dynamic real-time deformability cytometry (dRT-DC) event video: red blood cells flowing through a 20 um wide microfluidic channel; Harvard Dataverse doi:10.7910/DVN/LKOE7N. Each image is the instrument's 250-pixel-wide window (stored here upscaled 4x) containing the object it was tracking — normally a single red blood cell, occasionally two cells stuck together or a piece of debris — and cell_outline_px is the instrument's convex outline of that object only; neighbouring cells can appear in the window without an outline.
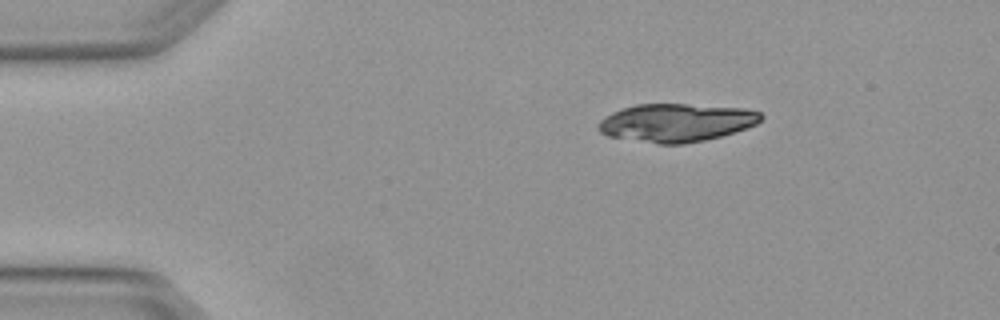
{"species": "Egyptian fruit bat (a non-hibernating species)", "species_latin": "Rousettus aegyptiacus", "temperature_condition": "warm", "stored_images_in_passage": 4, "camera_frame_rate_fps": 3000, "um_per_image_px": 0.085, "animal": {"sex": "female"}, "frame": {"image": 1, "passage_image": 1, "time_ms": 0.0, "image_size_px": [1000, 320], "cell_outline_px": [[764, 116], [756, 124], [720, 136], [704, 140], [684, 144], [656, 144], [608, 136], [600, 132], [596, 128], [596, 124], [604, 116], [612, 112], [636, 104], [688, 104], [744, 108], [760, 112]], "centroid_in_image_um": [57.43, 10.42], "position_along_channel_um": 27.6, "area_um2": 36.18}}